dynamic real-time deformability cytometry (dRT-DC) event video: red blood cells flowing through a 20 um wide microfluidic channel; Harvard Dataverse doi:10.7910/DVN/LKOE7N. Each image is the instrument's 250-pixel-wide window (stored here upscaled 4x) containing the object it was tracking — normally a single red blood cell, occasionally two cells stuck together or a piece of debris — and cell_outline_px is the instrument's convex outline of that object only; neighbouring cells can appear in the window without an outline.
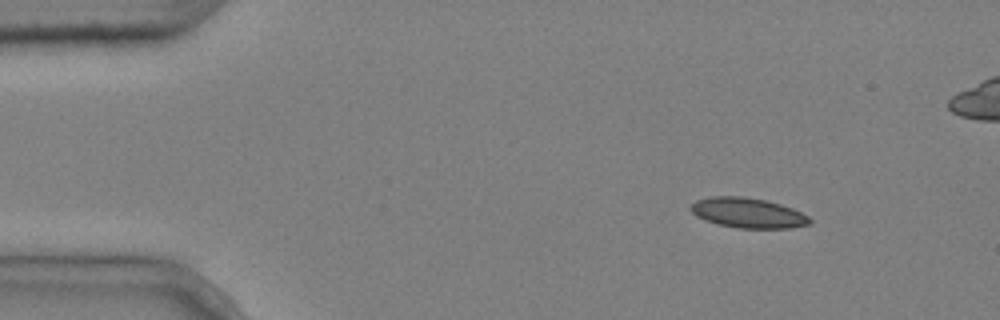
{"species": "common noctule bat (a hibernating species)", "species_latin": "Nyctalus noctula", "temperature_condition": "cold", "stored_images_in_passage": 4, "camera_frame_rate_fps": 3000, "um_per_image_px": 0.085, "animal": {"sex": "male", "body_mass_g": 20.4}, "frame": {"image": 1, "passage_image": 1, "time_ms": 0.0, "image_size_px": [1000, 320], "cell_outline_px": [[812, 220], [808, 224], [792, 228], [736, 228], [704, 220], [696, 216], [688, 208], [696, 200], [712, 196], [740, 196], [764, 200], [780, 204], [792, 208], [808, 216]], "centroid_in_image_um": [63.55, 18.1], "position_along_channel_um": 21.5, "area_um2": 20.75}}